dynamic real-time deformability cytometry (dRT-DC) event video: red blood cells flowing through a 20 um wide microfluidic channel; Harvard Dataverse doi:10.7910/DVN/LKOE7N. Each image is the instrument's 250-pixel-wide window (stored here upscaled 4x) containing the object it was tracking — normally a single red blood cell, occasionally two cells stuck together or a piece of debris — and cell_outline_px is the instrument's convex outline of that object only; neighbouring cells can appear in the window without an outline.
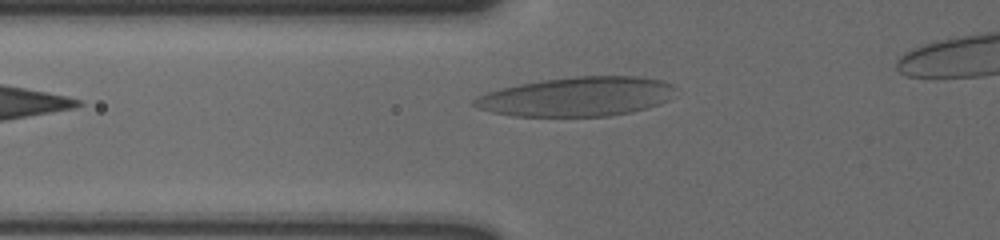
{"species": "human", "species_latin": "Homo sapiens", "temperature_condition": "cold", "stored_images_in_passage": 33, "camera_frame_rate_fps": 3000, "um_per_image_px": 0.085, "donor": {"sex": "male"}, "frame": {"image": 1, "passage_image": 2, "time_ms": 0.333, "image_size_px": [1000, 240], "cell_outline_px": [[672, 88], [668, 100], [660, 104], [632, 112], [608, 116], [516, 116], [492, 112], [480, 108], [472, 104], [472, 100], [476, 96], [500, 88], [520, 84], [544, 80], [576, 76], [636, 76], [660, 80], [672, 84]], "centroid_in_image_um": [49.01, 8.22], "position_along_channel_um": 76.8, "area_um2": 45.72}}
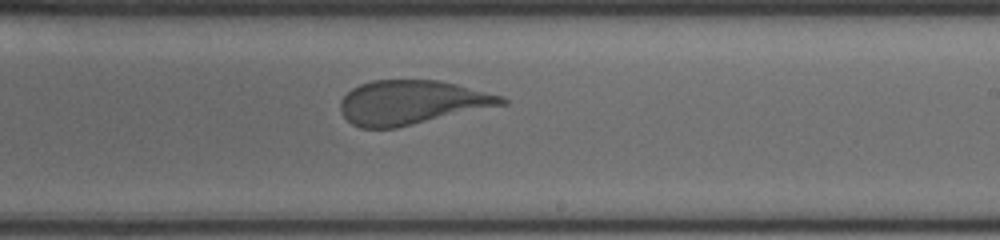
{"frame": {"image": 2, "passage_image": 17, "time_ms": 5.333, "image_size_px": [1000, 240], "cell_outline_px": [[508, 104], [396, 128], [360, 128], [352, 124], [340, 112], [340, 100], [352, 88], [360, 84], [372, 80], [440, 80], [504, 96], [508, 100]], "centroid_in_image_um": [35.01, 8.71], "position_along_channel_um": 254.0, "area_um2": 41.62}}
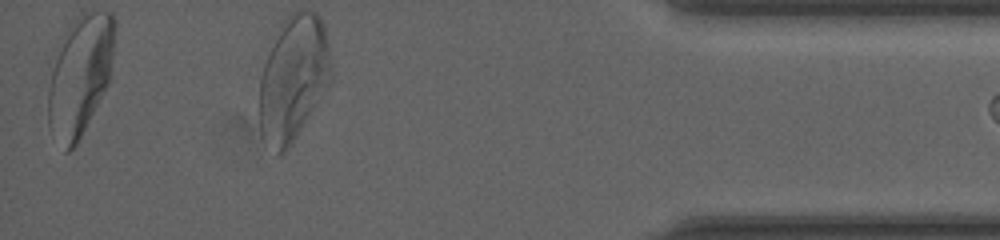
{"frame": {"image": 3, "passage_image": 33, "time_ms": 10.667, "image_size_px": [1000, 240], "cell_outline_px": [[116, 24], [112, 56], [108, 84], [76, 144], [68, 152], [64, 152], [48, 124], [48, 88], [52, 72], [56, 60], [68, 28], [76, 16], [80, 12], [112, 12], [116, 20]], "centroid_in_image_um": [6.82, 6.4], "position_along_channel_um": 428.4, "area_um2": 45.49}, "authors_computed_cell_mechanics": {"area_um2": 42.1362, "velocity_mm_per_s": 3.5592, "shape_relaxation_time_tau1_ms": 7.2072, "shape_relaxation_time_tau2_ms": 0.8258, "deformation_change_tau1": 0.2409, "deformation_change_tau2": 0.0846}}